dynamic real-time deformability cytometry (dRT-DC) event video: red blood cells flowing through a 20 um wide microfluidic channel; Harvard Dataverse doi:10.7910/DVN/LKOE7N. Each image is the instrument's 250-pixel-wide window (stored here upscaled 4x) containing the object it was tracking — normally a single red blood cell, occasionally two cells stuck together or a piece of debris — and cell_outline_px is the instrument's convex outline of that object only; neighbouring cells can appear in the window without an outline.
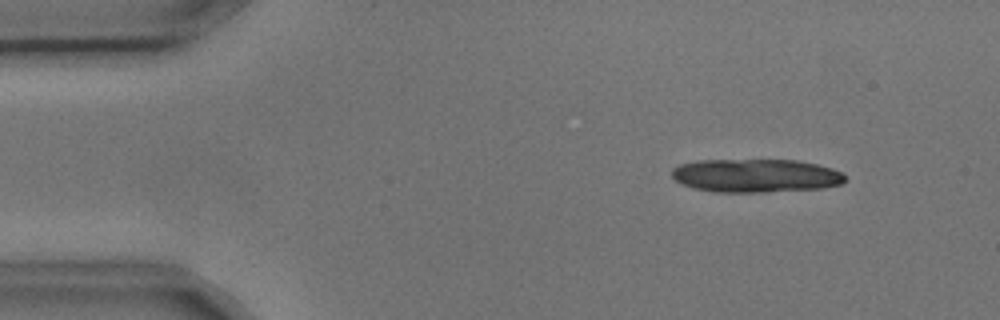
{"species": "common noctule bat (a hibernating species)", "species_latin": "Nyctalus noctula", "temperature_condition": "cold", "stored_images_in_passage": 5, "camera_frame_rate_fps": 3000, "um_per_image_px": 0.085, "animal": {"sex": "male", "body_mass_g": 17.9, "forearm_length_mm": 54.2}, "frame": {"image": 1, "passage_image": 1, "time_ms": 0.0, "image_size_px": [1000, 320], "cell_outline_px": [[848, 180], [844, 184], [824, 188], [768, 192], [716, 192], [696, 188], [680, 184], [672, 176], [672, 168], [680, 164], [696, 160], [796, 160], [816, 164], [832, 168], [840, 172]], "centroid_in_image_um": [64.26, 14.93], "position_along_channel_um": 20.7, "area_um2": 33.99}}